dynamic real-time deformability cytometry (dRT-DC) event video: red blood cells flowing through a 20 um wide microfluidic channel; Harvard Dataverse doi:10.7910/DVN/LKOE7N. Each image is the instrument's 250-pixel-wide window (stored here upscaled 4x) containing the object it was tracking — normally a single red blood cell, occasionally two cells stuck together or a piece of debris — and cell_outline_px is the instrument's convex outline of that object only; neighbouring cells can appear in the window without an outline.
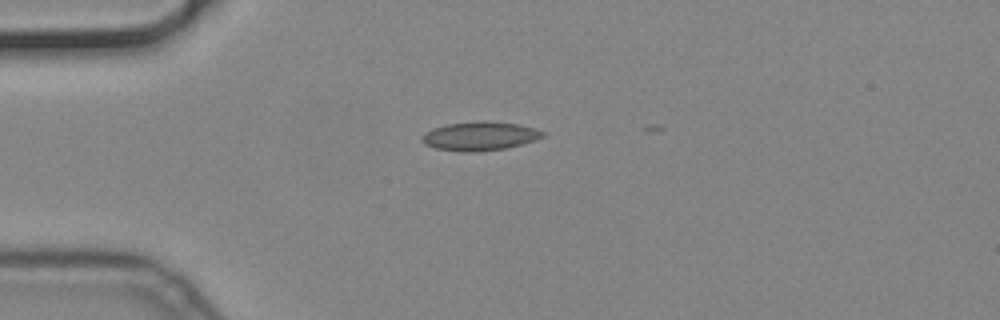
{"species": "common noctule bat (a hibernating species)", "species_latin": "Nyctalus noctula", "temperature_condition": "cold", "stored_images_in_passage": 5, "camera_frame_rate_fps": 3000, "um_per_image_px": 0.085, "animal": {"sex": "male", "body_mass_g": 19.2, "forearm_length_mm": 51.8}, "frame": {"image": 1, "passage_image": 1, "time_ms": 0.0, "image_size_px": [1000, 320], "cell_outline_px": [[544, 136], [520, 144], [504, 148], [476, 152], [468, 152], [436, 148], [424, 144], [420, 140], [420, 136], [424, 132], [432, 128], [448, 124], [476, 120], [484, 120], [520, 124], [544, 132]], "centroid_in_image_um": [40.71, 11.55], "position_along_channel_um": 44.3, "area_um2": 20.23}}